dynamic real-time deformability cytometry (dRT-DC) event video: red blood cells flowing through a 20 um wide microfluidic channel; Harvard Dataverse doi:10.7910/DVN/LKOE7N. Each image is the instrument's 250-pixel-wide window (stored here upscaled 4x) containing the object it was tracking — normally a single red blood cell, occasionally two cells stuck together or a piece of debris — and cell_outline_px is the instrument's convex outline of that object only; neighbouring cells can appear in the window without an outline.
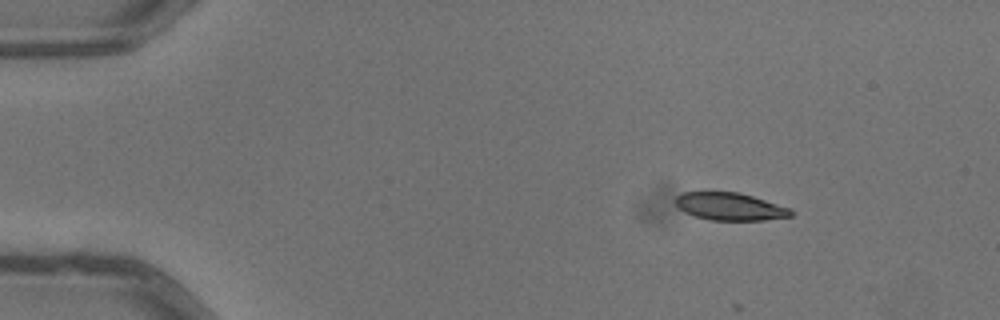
{"species": "common noctule bat (a hibernating species)", "species_latin": "Nyctalus noctula", "temperature_condition": "warm", "stored_images_in_passage": 4, "camera_frame_rate_fps": 3000, "um_per_image_px": 0.085, "animal": {"sex": "male", "body_mass_g": 13.3}, "frame": {"image": 1, "passage_image": 1, "time_ms": 0.0, "image_size_px": [1000, 320], "cell_outline_px": [[792, 216], [764, 220], [708, 220], [684, 212], [676, 204], [676, 196], [684, 192], [708, 188], [740, 192], [792, 208]], "centroid_in_image_um": [62.01, 17.5], "position_along_channel_um": 23.0, "area_um2": 19.36}}